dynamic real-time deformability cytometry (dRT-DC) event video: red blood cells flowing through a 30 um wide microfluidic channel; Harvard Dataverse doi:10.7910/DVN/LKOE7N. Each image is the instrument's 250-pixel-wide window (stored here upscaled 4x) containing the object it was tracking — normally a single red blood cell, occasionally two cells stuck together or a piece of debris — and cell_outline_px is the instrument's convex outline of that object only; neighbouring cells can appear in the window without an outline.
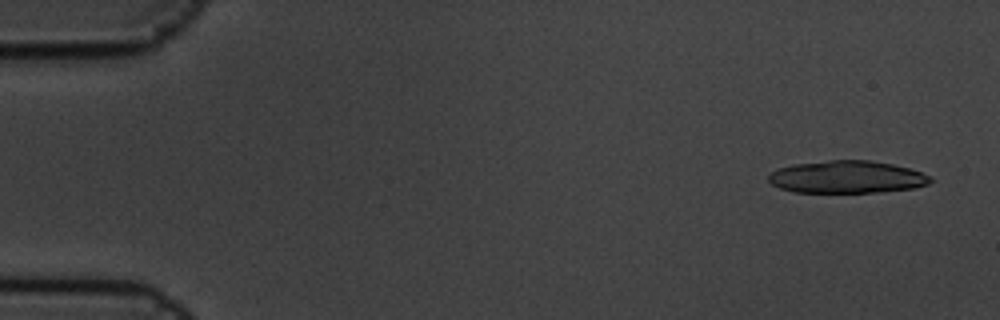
{"species": "common noctule bat (a hibernating species)", "species_latin": "Nyctalus noctula", "temperature_condition": "cold", "stored_images_in_passage": 11, "camera_frame_rate_fps": 3000, "um_per_image_px": 0.085, "animal": {"sex": "male", "body_mass_g": 19.5, "forearm_length_mm": 54.6}, "frame": {"image": 1, "passage_image": 1, "time_ms": 0.0, "image_size_px": [1000, 320], "cell_outline_px": [[932, 180], [928, 184], [912, 188], [880, 192], [796, 192], [780, 188], [772, 184], [768, 180], [768, 176], [772, 172], [780, 168], [792, 164], [828, 160], [868, 160], [892, 164], [908, 168], [920, 172], [928, 176]], "centroid_in_image_um": [71.96, 15.04], "position_along_channel_um": 13.0, "area_um2": 30.35}}
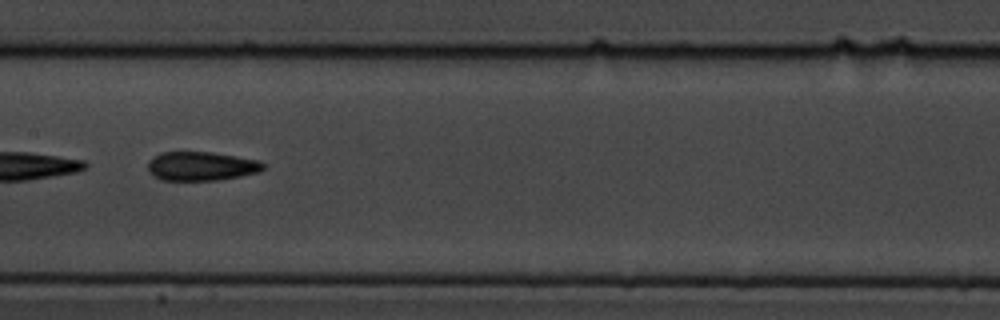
{"frame": {"image": 2, "passage_image": 8, "time_ms": 2.333, "image_size_px": [1000, 320], "cell_outline_px": [[264, 168], [260, 172], [240, 176], [216, 180], [160, 180], [148, 172], [148, 160], [152, 156], [160, 152], [212, 152], [260, 160], [264, 164]], "centroid_in_image_um": [17.08, 14.12], "position_along_channel_um": 190.3, "area_um2": 19.65}}